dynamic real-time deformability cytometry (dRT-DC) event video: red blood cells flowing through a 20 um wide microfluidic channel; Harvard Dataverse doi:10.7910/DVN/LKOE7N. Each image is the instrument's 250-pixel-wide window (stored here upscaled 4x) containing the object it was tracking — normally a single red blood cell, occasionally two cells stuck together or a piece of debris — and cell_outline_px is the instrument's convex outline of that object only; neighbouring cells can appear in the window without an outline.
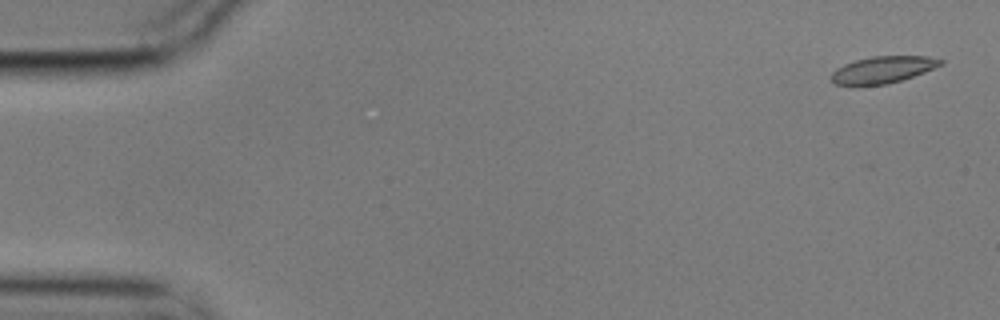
{"species": "common noctule bat (a hibernating species)", "species_latin": "Nyctalus noctula", "temperature_condition": "cold", "stored_images_in_passage": 4, "camera_frame_rate_fps": 3000, "um_per_image_px": 0.085, "animal": {"sex": "male", "body_mass_g": 17.9}, "frame": {"image": 1, "passage_image": 1, "time_ms": 0.0, "image_size_px": [1000, 320], "cell_outline_px": [[944, 64], [924, 72], [888, 84], [856, 88], [836, 84], [832, 80], [832, 72], [836, 68], [844, 64], [856, 60], [872, 56], [928, 56], [944, 60]], "centroid_in_image_um": [75.0, 5.96], "position_along_channel_um": 10.0, "area_um2": 17.51}}
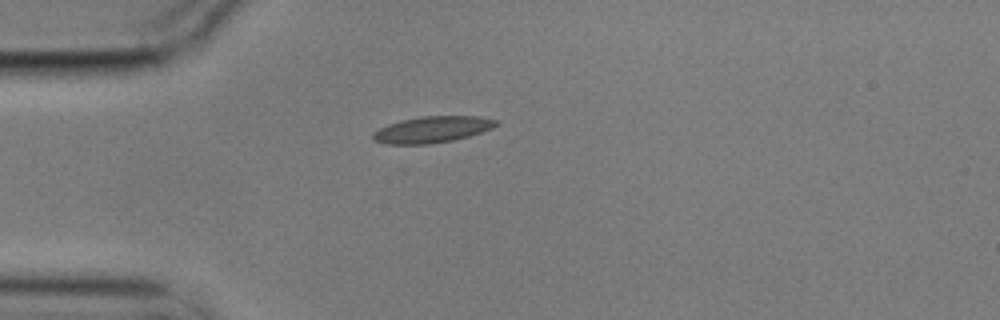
{"frame": {"image": 2, "passage_image": 4, "time_ms": 1.0, "image_size_px": [1000, 320], "cell_outline_px": [[500, 124], [492, 128], [468, 136], [452, 140], [428, 144], [388, 144], [372, 140], [372, 132], [388, 124], [400, 120], [424, 116], [476, 116], [496, 120]], "centroid_in_image_um": [36.7, 11.01], "position_along_channel_um": 48.3, "area_um2": 18.79}}